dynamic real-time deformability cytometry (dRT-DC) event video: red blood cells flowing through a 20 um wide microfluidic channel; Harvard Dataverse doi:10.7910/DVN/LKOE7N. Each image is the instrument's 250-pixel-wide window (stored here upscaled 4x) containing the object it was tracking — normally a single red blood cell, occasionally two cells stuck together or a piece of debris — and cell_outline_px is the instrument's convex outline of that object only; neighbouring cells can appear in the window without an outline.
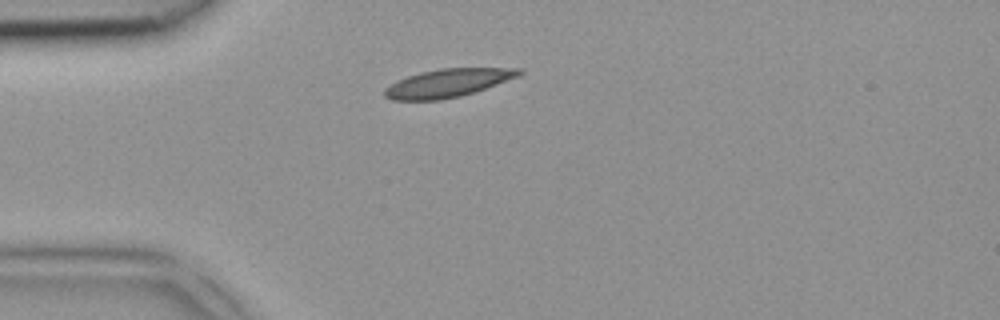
{"species": "common noctule bat (a hibernating species)", "species_latin": "Nyctalus noctula", "temperature_condition": "room temperature", "stored_images_in_passage": 2, "camera_frame_rate_fps": 3000, "um_per_image_px": 0.085, "animal": {"sex": "female", "body_mass_g": 18.4}, "frame": {"image": 1, "passage_image": 1, "time_ms": 0.0, "image_size_px": [1000, 320], "cell_outline_px": [[524, 72], [520, 76], [460, 96], [440, 100], [392, 100], [384, 96], [384, 88], [396, 80], [420, 72], [440, 68], [524, 68]], "centroid_in_image_um": [38.05, 7.05], "position_along_channel_um": 47.0, "area_um2": 22.08}}